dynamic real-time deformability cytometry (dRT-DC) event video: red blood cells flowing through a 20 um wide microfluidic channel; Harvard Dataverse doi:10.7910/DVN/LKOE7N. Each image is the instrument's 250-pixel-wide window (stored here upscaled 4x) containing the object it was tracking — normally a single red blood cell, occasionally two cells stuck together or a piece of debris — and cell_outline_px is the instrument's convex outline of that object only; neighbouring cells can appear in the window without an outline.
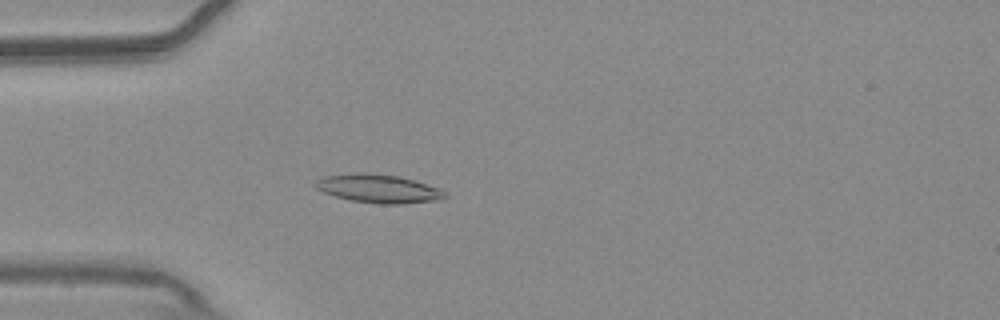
{"species": "common noctule bat (a hibernating species)", "species_latin": "Nyctalus noctula", "temperature_condition": "warm", "stored_images_in_passage": 45, "camera_frame_rate_fps": 3000, "um_per_image_px": 0.085, "animal": {"sex": "male", "body_mass_g": 20.4}, "frame": {"image": 1, "passage_image": 5, "time_ms": 1.333, "image_size_px": [1000, 320], "cell_outline_px": [[448, 196], [444, 200], [404, 204], [380, 204], [352, 200], [336, 196], [324, 192], [316, 188], [312, 184], [316, 180], [324, 176], [400, 176], [416, 180], [440, 188], [448, 192]], "centroid_in_image_um": [32.34, 16.1], "position_along_channel_um": 52.7, "area_um2": 20.75}}
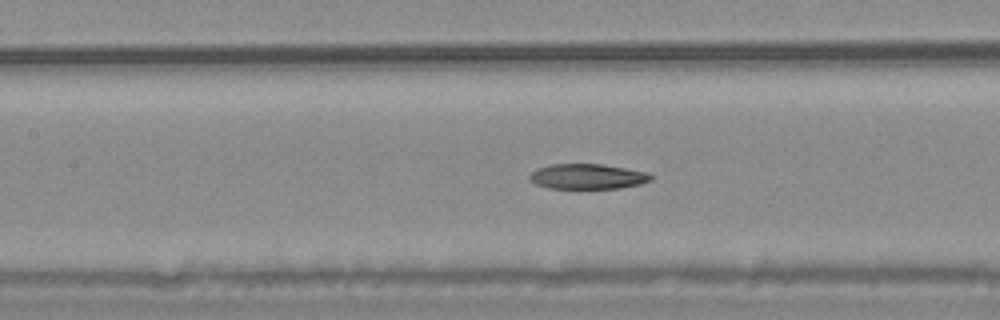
{"frame": {"image": 2, "passage_image": 14, "time_ms": 4.333, "image_size_px": [1000, 320], "cell_outline_px": [[652, 180], [640, 184], [620, 188], [548, 188], [536, 184], [528, 180], [528, 176], [536, 168], [552, 164], [600, 164], [648, 172], [652, 176]], "centroid_in_image_um": [49.91, 15.0], "position_along_channel_um": 157.5, "area_um2": 17.8}}
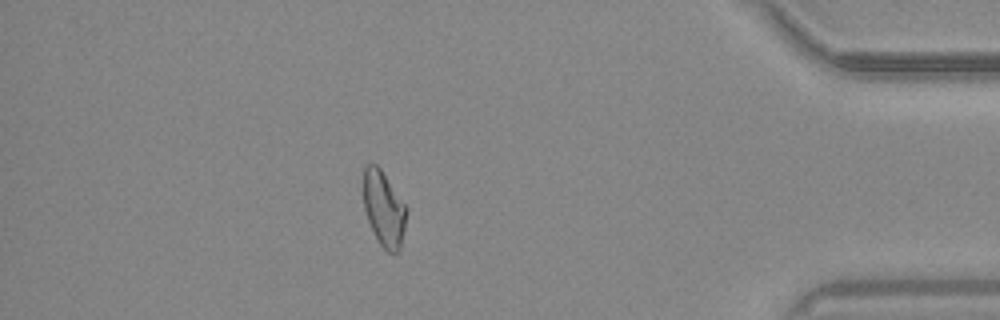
{"frame": {"image": 3, "passage_image": 37, "time_ms": 12.0, "image_size_px": [1000, 320], "cell_outline_px": [[408, 208], [400, 248], [396, 252], [388, 252], [380, 244], [368, 220], [364, 208], [364, 164], [376, 164], [380, 168]], "centroid_in_image_um": [32.63, 17.71], "position_along_channel_um": 402.6, "area_um2": 18.55}, "authors_computed_cell_mechanics": {"area_um2": 19.1896, "velocity_mm_per_s": 3.7559, "shape_relaxation_time_tau1_ms": null, "shape_relaxation_time_tau2_ms": 6.82, "deformation_change_tau1": null, "deformation_change_tau2": 0.137}}